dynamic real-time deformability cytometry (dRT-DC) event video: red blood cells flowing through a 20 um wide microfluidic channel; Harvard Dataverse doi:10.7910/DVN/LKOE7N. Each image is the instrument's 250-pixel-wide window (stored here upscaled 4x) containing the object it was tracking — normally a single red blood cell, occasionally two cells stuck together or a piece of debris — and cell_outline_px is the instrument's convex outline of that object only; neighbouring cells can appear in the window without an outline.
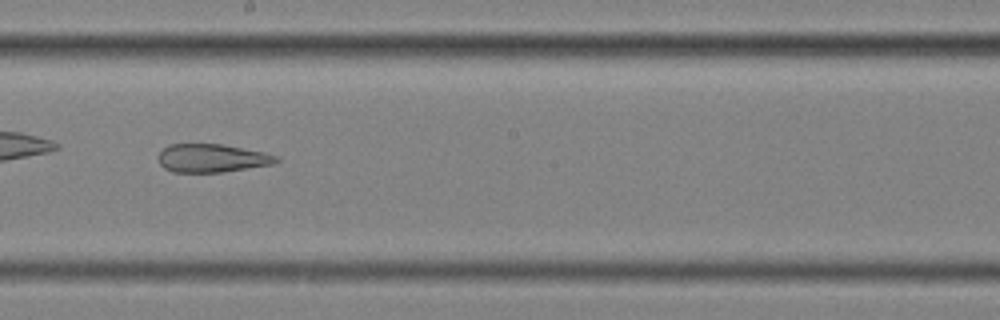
{"species": "common noctule bat (a hibernating species)", "species_latin": "Nyctalus noctula", "temperature_condition": "cold", "stored_images_in_passage": 38, "camera_frame_rate_fps": 3000, "um_per_image_px": 0.085, "animal": {"sex": "female", "body_mass_g": 25.1}, "frame": {"image": 1, "passage_image": 16, "time_ms": 5.0, "image_size_px": [1000, 320], "cell_outline_px": [[280, 160], [272, 164], [224, 172], [172, 172], [164, 168], [160, 164], [160, 152], [168, 144], [220, 144], [264, 152], [276, 156]], "centroid_in_image_um": [18.0, 13.44], "position_along_channel_um": 230.2, "area_um2": 19.25}, "authors_computed_cell_mechanics": {"area_um2": 20.2011, "velocity_mm_per_s": 3.5686, "shape_relaxation_time_tau1_ms": null, "shape_relaxation_time_tau2_ms": 3.8843, "deformation_change_tau1": null, "deformation_change_tau2": 0.1514}}